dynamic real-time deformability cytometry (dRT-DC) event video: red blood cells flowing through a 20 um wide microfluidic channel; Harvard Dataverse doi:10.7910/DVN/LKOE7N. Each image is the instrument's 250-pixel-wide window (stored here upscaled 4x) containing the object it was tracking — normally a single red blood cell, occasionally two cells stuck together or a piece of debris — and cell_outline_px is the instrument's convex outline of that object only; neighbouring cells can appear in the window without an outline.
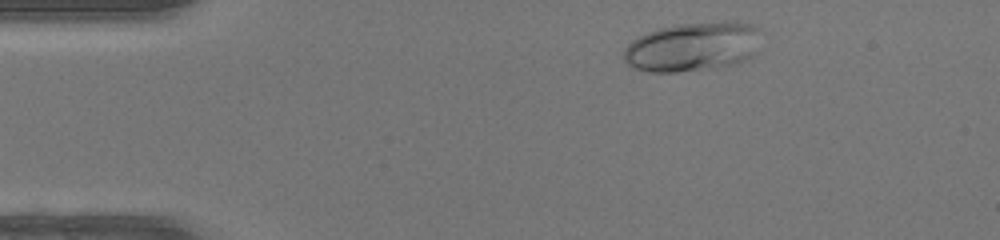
{"species": "human", "species_latin": "Homo sapiens", "temperature_condition": "warm", "stored_images_in_passage": 42, "camera_frame_rate_fps": 3000, "um_per_image_px": 0.085, "donor": {"sex": "female"}, "frame": {"image": 1, "passage_image": 3, "time_ms": 0.667, "image_size_px": [1000, 240], "cell_outline_px": [[764, 32], [752, 56], [748, 60], [736, 64], [716, 68], [676, 72], [652, 72], [632, 68], [624, 60], [624, 48], [632, 40], [656, 28], [676, 24], [724, 20], [736, 20], [752, 24], [764, 28]], "centroid_in_image_um": [58.97, 3.94], "position_along_channel_um": 26.0, "area_um2": 40.58}}
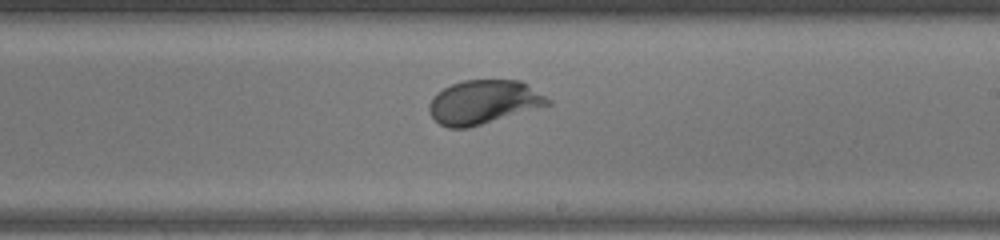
{"frame": {"image": 2, "passage_image": 23, "time_ms": 7.333, "image_size_px": [1000, 240], "cell_outline_px": [[552, 104], [468, 128], [448, 128], [440, 124], [432, 116], [428, 108], [428, 104], [432, 96], [436, 92], [452, 84], [464, 80], [520, 80], [528, 84], [552, 100]], "centroid_in_image_um": [41.1, 8.67], "position_along_channel_um": 247.9, "area_um2": 30.4}}
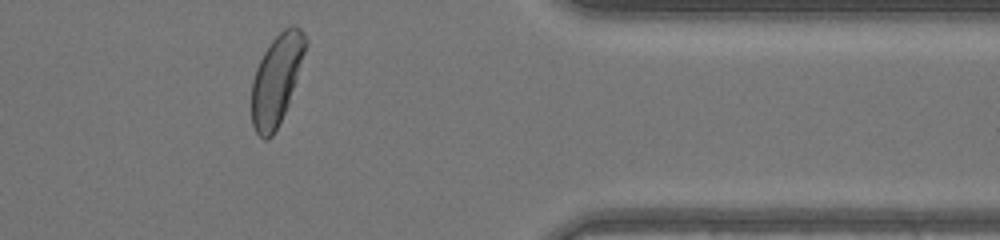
{"frame": {"image": 3, "passage_image": 34, "time_ms": 11.0, "image_size_px": [1000, 240], "cell_outline_px": [[308, 44], [288, 104], [272, 136], [268, 140], [264, 140], [256, 132], [252, 124], [252, 80], [256, 68], [264, 52], [272, 40], [284, 28], [292, 24], [300, 28], [304, 32], [308, 40]], "centroid_in_image_um": [23.52, 6.72], "position_along_channel_um": 387.9, "area_um2": 28.03}, "authors_computed_cell_mechanics": {"area_um2": 30.5473, "velocity_mm_per_s": 4.358, "shape_relaxation_time_tau1_ms": 2.4439, "shape_relaxation_time_tau2_ms": null, "deformation_change_tau1": 0.1729, "deformation_change_tau2": null}}